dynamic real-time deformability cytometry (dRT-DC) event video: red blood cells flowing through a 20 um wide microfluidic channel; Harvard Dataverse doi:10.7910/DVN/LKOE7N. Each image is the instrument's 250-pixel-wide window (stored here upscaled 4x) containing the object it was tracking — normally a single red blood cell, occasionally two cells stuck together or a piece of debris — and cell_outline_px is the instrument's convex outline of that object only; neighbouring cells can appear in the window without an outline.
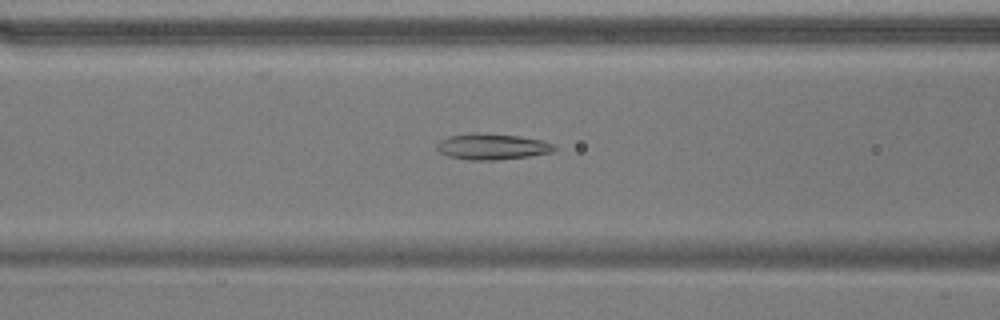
{"species": "common noctule bat (a hibernating species)", "species_latin": "Nyctalus noctula", "temperature_condition": "warm", "stored_images_in_passage": 34, "camera_frame_rate_fps": 3000, "um_per_image_px": 0.085, "animal": {"sex": "male", "body_mass_g": 17.9}, "frame": {"image": 1, "passage_image": 9, "time_ms": 2.667, "image_size_px": [1000, 320], "cell_outline_px": [[556, 148], [552, 152], [528, 156], [496, 160], [468, 160], [448, 156], [440, 152], [436, 148], [436, 144], [440, 140], [448, 136], [472, 132], [476, 132], [520, 136], [540, 140], [556, 144]], "centroid_in_image_um": [41.8, 12.45], "position_along_channel_um": 124.8, "area_um2": 17.92}}
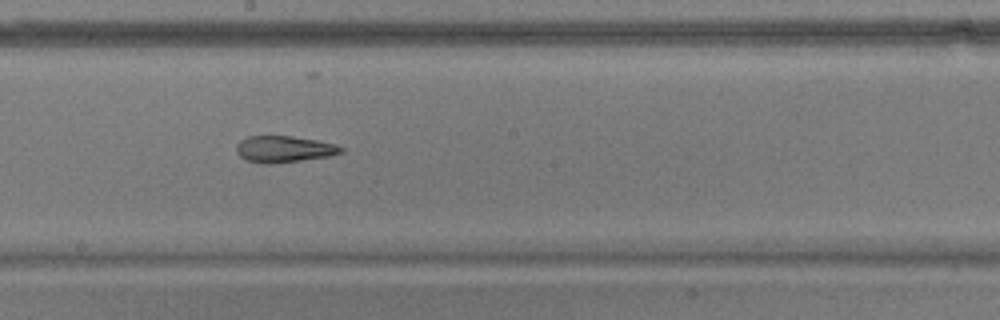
{"frame": {"image": 2, "passage_image": 17, "time_ms": 5.333, "image_size_px": [1000, 320], "cell_outline_px": [[344, 152], [332, 156], [272, 164], [264, 164], [248, 160], [240, 156], [236, 152], [236, 144], [240, 140], [248, 136], [292, 136], [316, 140], [336, 144], [344, 148]], "centroid_in_image_um": [24.16, 12.68], "position_along_channel_um": 224.0, "area_um2": 16.3}}
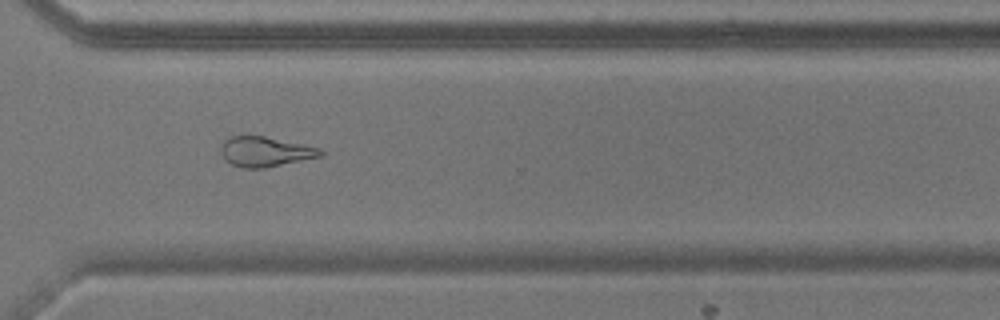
{"frame": {"image": 3, "passage_image": 27, "time_ms": 8.667, "image_size_px": [1000, 320], "cell_outline_px": [[324, 152], [320, 156], [264, 168], [244, 168], [232, 164], [224, 160], [220, 152], [220, 144], [228, 136], [264, 136], [320, 148]], "centroid_in_image_um": [22.47, 12.88], "position_along_channel_um": 348.1, "area_um2": 17.28}, "authors_computed_cell_mechanics": {"area_um2": 16.9065, "velocity_mm_per_s": 3.7218, "shape_relaxation_time_tau1_ms": null, "shape_relaxation_time_tau2_ms": 6.5888, "deformation_change_tau1": null, "deformation_change_tau2": 0.1788}}